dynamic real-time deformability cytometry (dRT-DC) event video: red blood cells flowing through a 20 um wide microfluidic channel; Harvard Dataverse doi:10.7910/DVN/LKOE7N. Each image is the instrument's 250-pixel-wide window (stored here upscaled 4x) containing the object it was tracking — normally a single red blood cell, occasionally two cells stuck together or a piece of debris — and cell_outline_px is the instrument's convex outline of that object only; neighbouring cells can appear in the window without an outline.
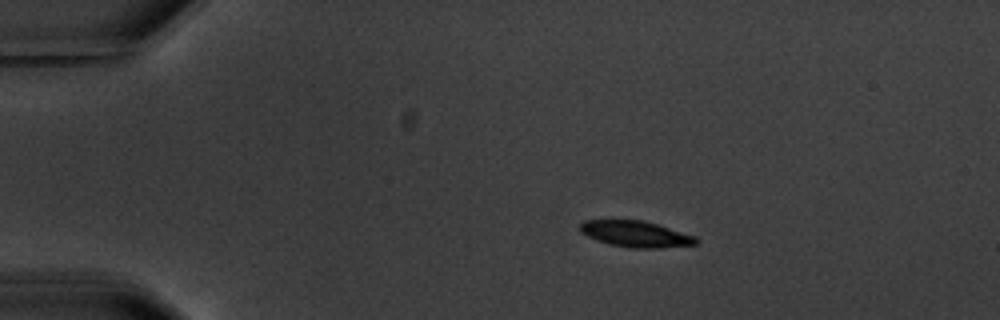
{"species": "common noctule bat (a hibernating species)", "species_latin": "Nyctalus noctula", "temperature_condition": "warm", "stored_images_in_passage": 4, "segment_of_instrument_passage": [1, 2], "camera_frame_rate_fps": 3000, "um_per_image_px": 0.085, "animal": {"sex": "male", "body_mass_g": 20.1, "forearm_length_mm": 53.5}, "frame": {"image": 1, "passage_image": 1, "time_ms": 0.0, "image_size_px": [1000, 320], "cell_outline_px": [[700, 240], [696, 244], [660, 248], [632, 248], [608, 244], [596, 240], [580, 232], [580, 224], [584, 220], [644, 220], [696, 236]], "centroid_in_image_um": [54.04, 19.89], "position_along_channel_um": 31.0, "area_um2": 17.74}}